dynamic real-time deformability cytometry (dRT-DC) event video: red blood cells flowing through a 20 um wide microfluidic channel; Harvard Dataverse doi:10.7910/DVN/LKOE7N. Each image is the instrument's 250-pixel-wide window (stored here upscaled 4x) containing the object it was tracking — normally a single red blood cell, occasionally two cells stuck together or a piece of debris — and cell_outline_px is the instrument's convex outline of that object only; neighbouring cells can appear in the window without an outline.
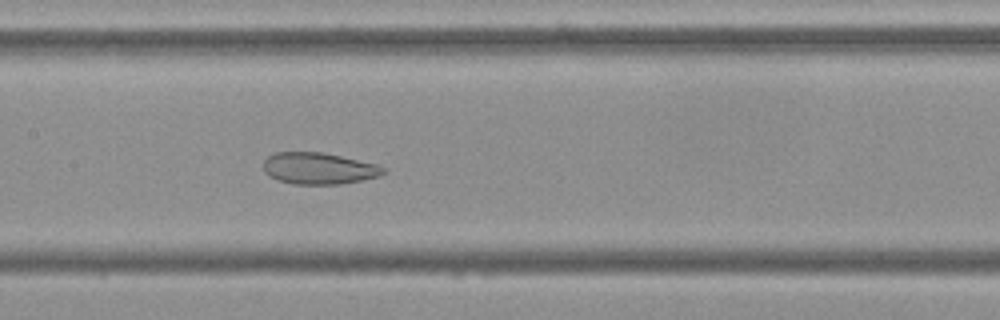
{"species": "Egyptian fruit bat (a non-hibernating species)", "species_latin": "Rousettus aegyptiacus", "temperature_condition": "cold", "stored_images_in_passage": 54, "camera_frame_rate_fps": 3000, "um_per_image_px": 0.085, "frame": {"image": 1, "passage_image": 26, "time_ms": 8.333, "image_size_px": [1000, 320], "cell_outline_px": [[388, 172], [380, 176], [340, 184], [292, 184], [276, 180], [268, 176], [264, 172], [264, 160], [268, 156], [276, 152], [324, 152], [376, 164], [384, 168]], "centroid_in_image_um": [27.07, 14.31], "position_along_channel_um": 180.3, "area_um2": 22.2}}
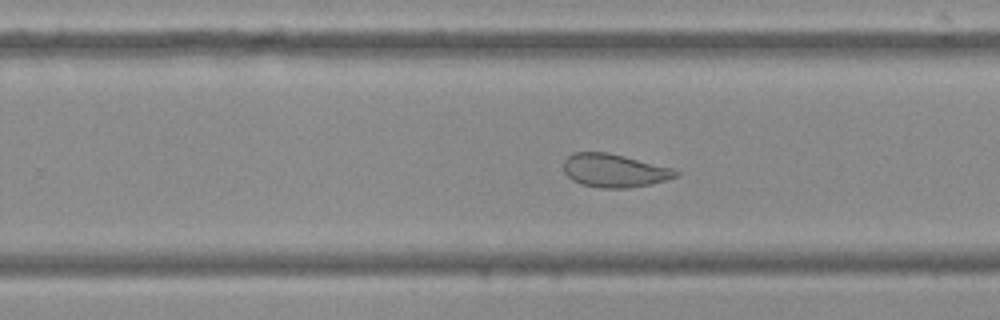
{"frame": {"image": 2, "passage_image": 34, "time_ms": 11.0, "image_size_px": [1000, 320], "cell_outline_px": [[680, 176], [652, 184], [628, 188], [600, 188], [580, 184], [572, 180], [564, 172], [564, 160], [572, 152], [608, 152], [676, 168], [680, 172]], "centroid_in_image_um": [52.26, 14.5], "position_along_channel_um": 277.5, "area_um2": 22.2}}
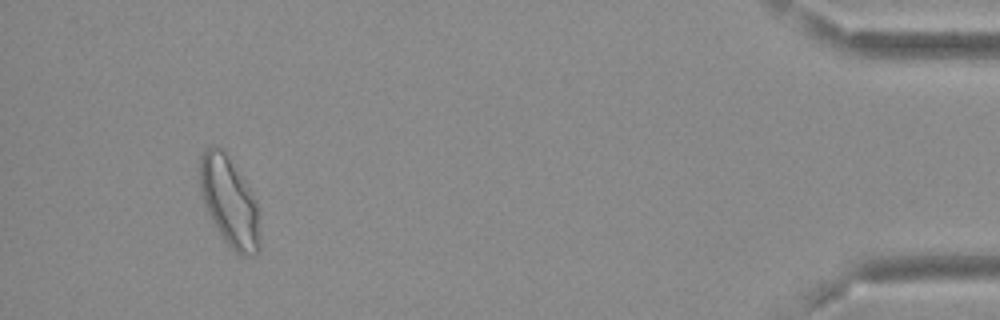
{"frame": {"image": 3, "passage_image": 51, "time_ms": 16.667, "image_size_px": [1000, 320], "cell_outline_px": [[260, 248], [252, 256], [240, 256], [220, 236], [204, 204], [200, 188], [200, 156], [204, 148], [212, 144], [224, 148], [256, 200], [260, 244]], "centroid_in_image_um": [19.48, 17.11], "position_along_channel_um": 415.7, "area_um2": 31.27}, "authors_computed_cell_mechanics": {"area_um2": 27.9463, "velocity_mm_per_s": 3.6564, "shape_relaxation_time_tau1_ms": null, "shape_relaxation_time_tau2_ms": 1.8494, "deformation_change_tau1": null, "deformation_change_tau2": 0.0785}}